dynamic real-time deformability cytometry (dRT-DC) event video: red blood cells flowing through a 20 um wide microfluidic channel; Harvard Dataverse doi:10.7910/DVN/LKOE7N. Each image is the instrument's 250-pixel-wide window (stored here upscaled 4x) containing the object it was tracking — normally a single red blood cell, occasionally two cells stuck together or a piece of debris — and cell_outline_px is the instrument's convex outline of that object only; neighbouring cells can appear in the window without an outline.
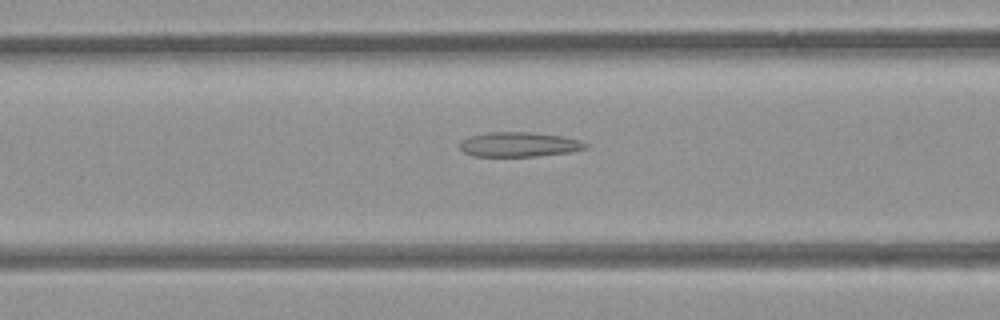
{"species": "common noctule bat (a hibernating species)", "species_latin": "Nyctalus noctula", "temperature_condition": "room temperature", "stored_images_in_passage": 40, "camera_frame_rate_fps": 3000, "um_per_image_px": 0.085, "animal": {"sex": "female", "body_mass_g": 21.9}, "frame": {"image": 1, "passage_image": 16, "time_ms": 5.0, "image_size_px": [1000, 320], "cell_outline_px": [[588, 148], [572, 152], [536, 156], [472, 156], [464, 152], [460, 148], [460, 140], [468, 136], [488, 132], [532, 132], [564, 136], [580, 140], [588, 144]], "centroid_in_image_um": [44.13, 12.27], "position_along_channel_um": 122.5, "area_um2": 18.32}}
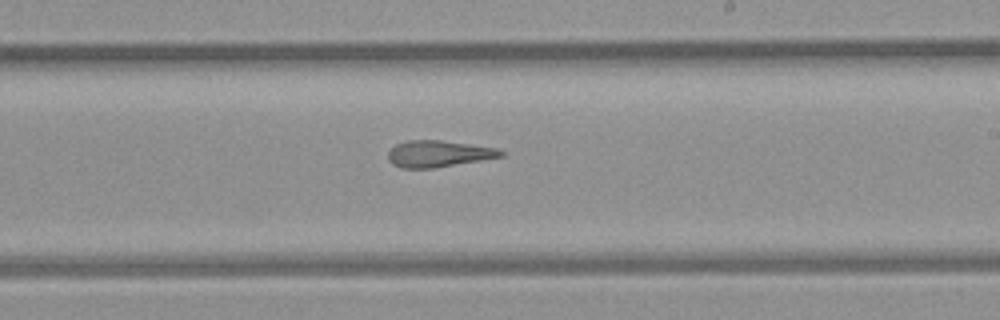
{"frame": {"image": 2, "passage_image": 26, "time_ms": 8.333, "image_size_px": [1000, 320], "cell_outline_px": [[508, 152], [504, 156], [436, 168], [400, 168], [392, 164], [388, 160], [388, 152], [396, 144], [408, 140], [440, 140], [472, 144], [496, 148]], "centroid_in_image_um": [37.29, 13.07], "position_along_channel_um": 251.7, "area_um2": 17.63}}
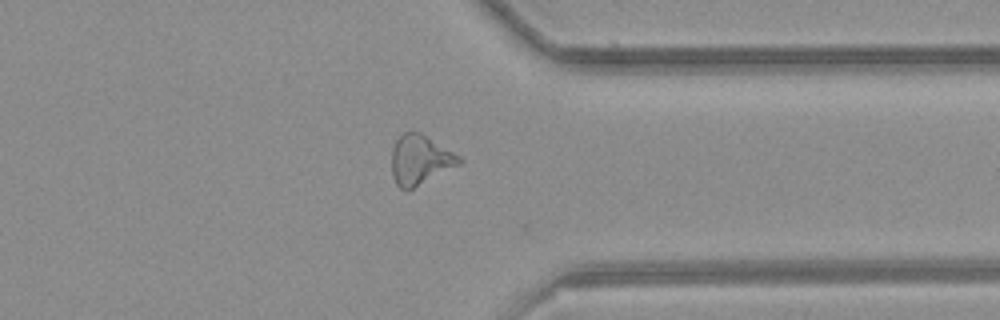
{"frame": {"image": 3, "passage_image": 36, "time_ms": 11.667, "image_size_px": [1000, 320], "cell_outline_px": [[464, 160], [460, 164], [408, 192], [400, 188], [396, 184], [392, 176], [392, 148], [396, 140], [404, 132], [420, 132], [460, 156]], "centroid_in_image_um": [35.7, 13.62], "position_along_channel_um": 375.7, "area_um2": 19.65}, "authors_computed_cell_mechanics": {"area_um2": 18.5249, "velocity_mm_per_s": 3.8748, "shape_relaxation_time_tau1_ms": null, "shape_relaxation_time_tau2_ms": 2.747, "deformation_change_tau1": null, "deformation_change_tau2": 0.1236}}